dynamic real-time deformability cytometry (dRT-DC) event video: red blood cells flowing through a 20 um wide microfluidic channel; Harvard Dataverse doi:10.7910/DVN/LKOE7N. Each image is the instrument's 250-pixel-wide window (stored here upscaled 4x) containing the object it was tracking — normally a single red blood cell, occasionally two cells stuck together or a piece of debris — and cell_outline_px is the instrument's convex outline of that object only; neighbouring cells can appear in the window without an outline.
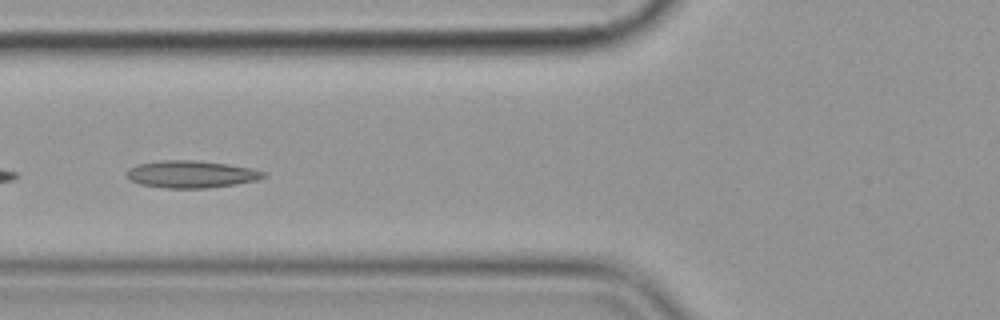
{"species": "common noctule bat (a hibernating species)", "species_latin": "Nyctalus noctula", "temperature_condition": "cold", "stored_images_in_passage": 16, "camera_frame_rate_fps": 3000, "um_per_image_px": 0.085, "animal": {"sex": "female", "body_mass_g": 19.9}, "frame": {"image": 1, "passage_image": 5, "time_ms": 1.333, "image_size_px": [1000, 320], "cell_outline_px": [[268, 176], [256, 180], [236, 184], [208, 188], [164, 188], [140, 184], [128, 180], [124, 176], [128, 168], [140, 164], [164, 160], [196, 160], [228, 164], [268, 172]], "centroid_in_image_um": [16.24, 14.81], "position_along_channel_um": 109.6, "area_um2": 21.85}}
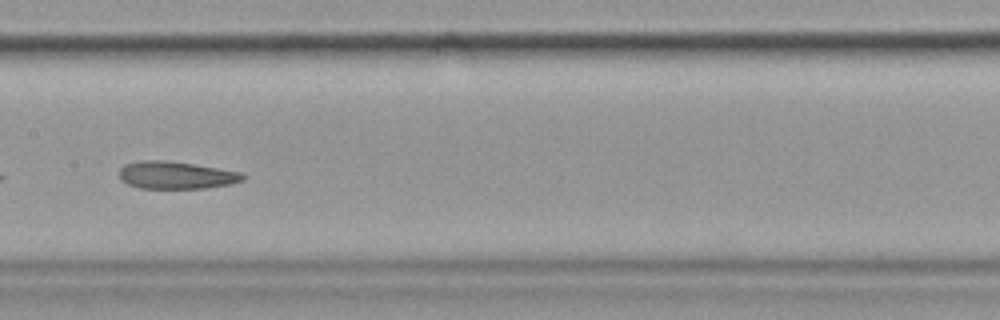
{"frame": {"image": 2, "passage_image": 12, "time_ms": 3.667, "image_size_px": [1000, 320], "cell_outline_px": [[248, 176], [244, 180], [232, 184], [204, 188], [140, 188], [128, 184], [120, 180], [120, 168], [124, 164], [140, 160], [164, 160], [192, 164], [244, 172]], "centroid_in_image_um": [15.01, 14.89], "position_along_channel_um": 192.4, "area_um2": 19.94}}